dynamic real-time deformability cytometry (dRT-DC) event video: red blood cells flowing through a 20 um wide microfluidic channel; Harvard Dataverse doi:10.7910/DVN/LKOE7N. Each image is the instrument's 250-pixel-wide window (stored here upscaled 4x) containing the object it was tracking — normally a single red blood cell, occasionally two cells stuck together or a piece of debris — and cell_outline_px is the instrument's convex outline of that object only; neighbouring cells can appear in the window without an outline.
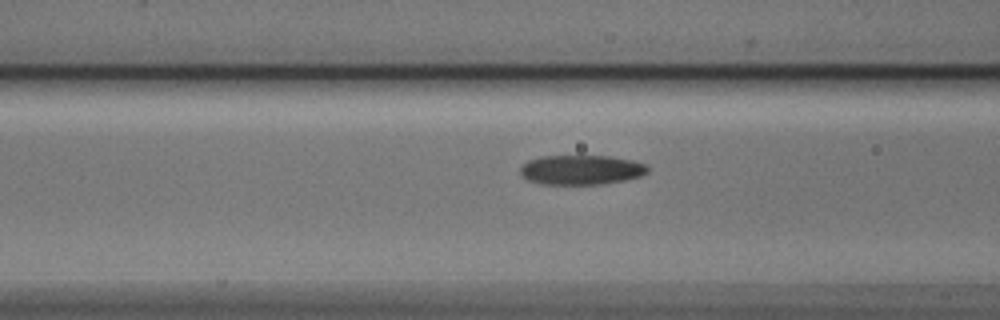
{"species": "Egyptian fruit bat (a non-hibernating species)", "species_latin": "Rousettus aegyptiacus", "temperature_condition": "cold", "stored_images_in_passage": 35, "camera_frame_rate_fps": 3000, "um_per_image_px": 0.085, "animal": {"sex": "male"}, "frame": {"image": 1, "passage_image": 14, "time_ms": 4.333, "image_size_px": [1000, 320], "cell_outline_px": [[648, 172], [640, 176], [624, 180], [600, 184], [540, 184], [528, 180], [520, 172], [520, 168], [528, 160], [540, 156], [612, 156], [632, 160], [644, 164], [648, 168]], "centroid_in_image_um": [49.39, 14.43], "position_along_channel_um": 117.2, "area_um2": 21.91}}
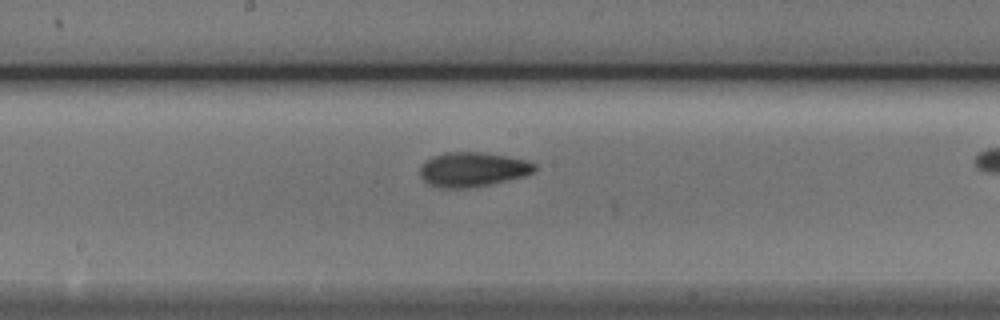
{"frame": {"image": 2, "passage_image": 21, "time_ms": 6.667, "image_size_px": [1000, 320], "cell_outline_px": [[536, 172], [524, 176], [488, 184], [468, 188], [440, 188], [428, 184], [420, 176], [420, 168], [428, 160], [436, 156], [448, 152], [480, 152], [528, 160], [536, 164]], "centroid_in_image_um": [40.21, 14.41], "position_along_channel_um": 208.0, "area_um2": 22.77}}
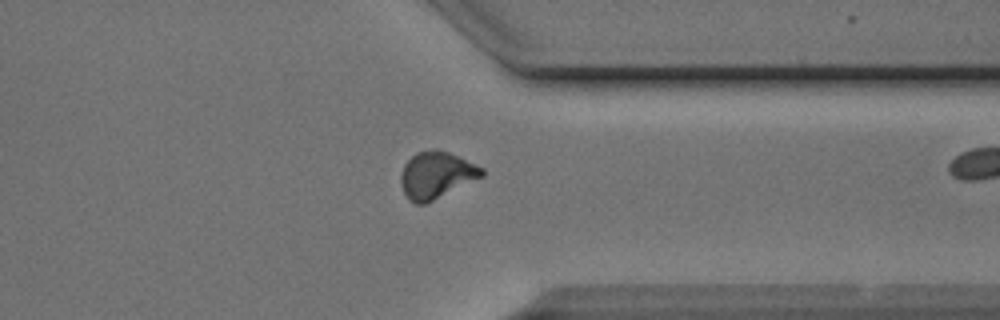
{"frame": {"image": 3, "passage_image": 34, "time_ms": 11.0, "image_size_px": [1000, 320], "cell_outline_px": [[484, 176], [424, 204], [416, 204], [408, 200], [404, 192], [400, 180], [400, 172], [404, 164], [416, 152], [432, 148], [436, 148], [448, 152], [476, 164], [484, 168]], "centroid_in_image_um": [37.07, 14.86], "position_along_channel_um": 374.3, "area_um2": 22.14}}